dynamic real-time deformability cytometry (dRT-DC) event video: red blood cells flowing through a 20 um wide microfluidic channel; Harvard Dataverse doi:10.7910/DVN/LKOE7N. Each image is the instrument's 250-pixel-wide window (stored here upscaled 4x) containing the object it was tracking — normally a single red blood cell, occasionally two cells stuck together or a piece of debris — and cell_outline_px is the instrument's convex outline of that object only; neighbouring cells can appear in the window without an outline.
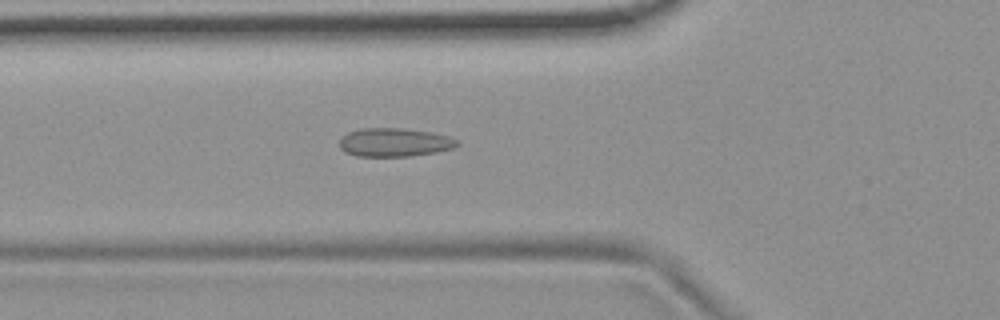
{"species": "common noctule bat (a hibernating species)", "species_latin": "Nyctalus noctula", "temperature_condition": "room temperature", "stored_images_in_passage": 29, "camera_frame_rate_fps": 3000, "um_per_image_px": 0.085, "animal": {"sex": "female", "body_mass_g": 19.9}, "frame": {"image": 1, "passage_image": 5, "time_ms": 1.333, "image_size_px": [1000, 320], "cell_outline_px": [[460, 144], [452, 148], [436, 152], [412, 156], [356, 156], [344, 152], [340, 148], [340, 136], [348, 132], [360, 128], [404, 128], [432, 132], [448, 136], [456, 140]], "centroid_in_image_um": [33.49, 12.09], "position_along_channel_um": 92.3, "area_um2": 19.71}}
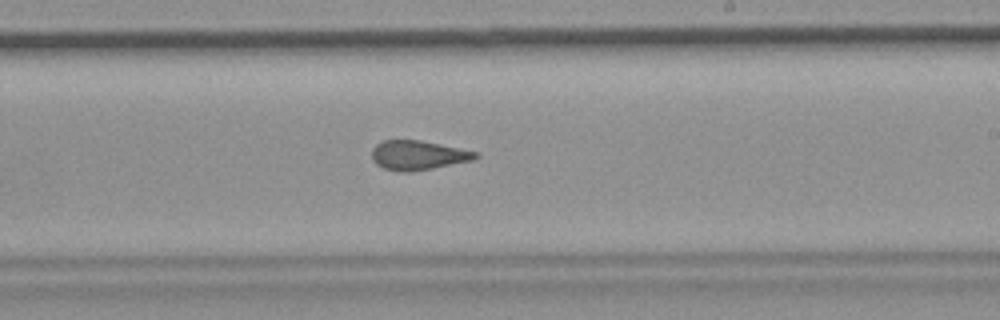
{"frame": {"image": 2, "passage_image": 18, "time_ms": 5.667, "image_size_px": [1000, 320], "cell_outline_px": [[480, 156], [472, 160], [432, 168], [408, 172], [400, 172], [384, 168], [376, 164], [372, 160], [372, 148], [376, 144], [384, 140], [420, 140], [480, 152]], "centroid_in_image_um": [35.53, 13.19], "position_along_channel_um": 253.5, "area_um2": 17.74}}
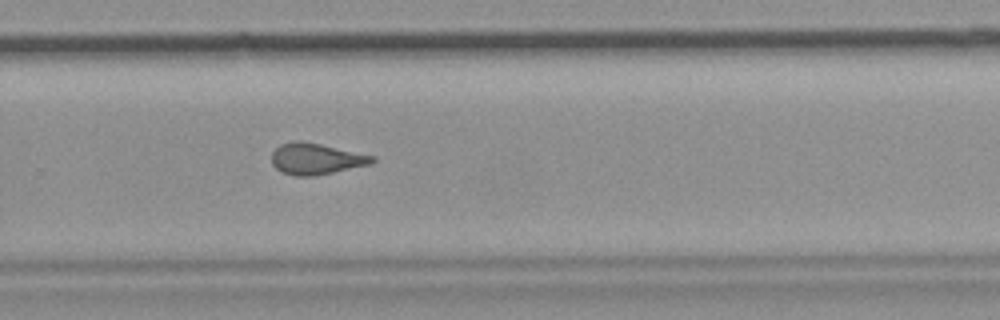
{"frame": {"image": 3, "passage_image": 22, "time_ms": 7.0, "image_size_px": [1000, 320], "cell_outline_px": [[376, 160], [372, 164], [312, 176], [296, 176], [284, 172], [276, 168], [272, 164], [272, 152], [280, 144], [292, 140], [300, 140], [320, 144], [376, 156]], "centroid_in_image_um": [26.87, 13.48], "position_along_channel_um": 302.9, "area_um2": 18.26}, "authors_computed_cell_mechanics": {"area_um2": 18.207, "velocity_mm_per_s": 3.7157, "shape_relaxation_time_tau1_ms": null, "shape_relaxation_time_tau2_ms": 1.7364, "deformation_change_tau1": null, "deformation_change_tau2": 0.0755}}